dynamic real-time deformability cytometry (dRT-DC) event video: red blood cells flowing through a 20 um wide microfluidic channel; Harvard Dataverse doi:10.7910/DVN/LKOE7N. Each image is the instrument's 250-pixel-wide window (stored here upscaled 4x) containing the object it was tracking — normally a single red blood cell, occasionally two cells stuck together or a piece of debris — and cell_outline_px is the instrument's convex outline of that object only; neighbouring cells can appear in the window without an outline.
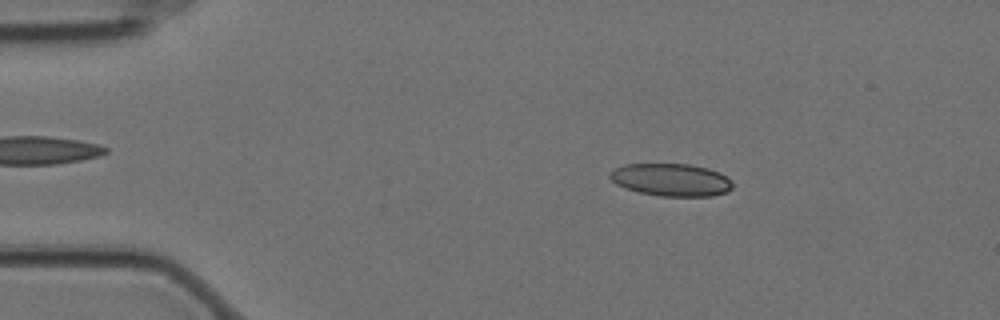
{"species": "Egyptian fruit bat (a non-hibernating species)", "species_latin": "Rousettus aegyptiacus", "temperature_condition": "cold", "stored_images_in_passage": 3, "camera_frame_rate_fps": 3000, "um_per_image_px": 0.085, "animal": {"sex": "female"}, "frame": {"image": 1, "passage_image": 1, "time_ms": 0.0, "image_size_px": [1000, 320], "cell_outline_px": [[732, 188], [728, 192], [712, 196], [660, 196], [640, 192], [624, 188], [616, 184], [608, 176], [612, 168], [624, 164], [688, 164], [708, 168], [720, 172], [732, 180]], "centroid_in_image_um": [57.04, 15.28], "position_along_channel_um": 28.0, "area_um2": 23.52}}